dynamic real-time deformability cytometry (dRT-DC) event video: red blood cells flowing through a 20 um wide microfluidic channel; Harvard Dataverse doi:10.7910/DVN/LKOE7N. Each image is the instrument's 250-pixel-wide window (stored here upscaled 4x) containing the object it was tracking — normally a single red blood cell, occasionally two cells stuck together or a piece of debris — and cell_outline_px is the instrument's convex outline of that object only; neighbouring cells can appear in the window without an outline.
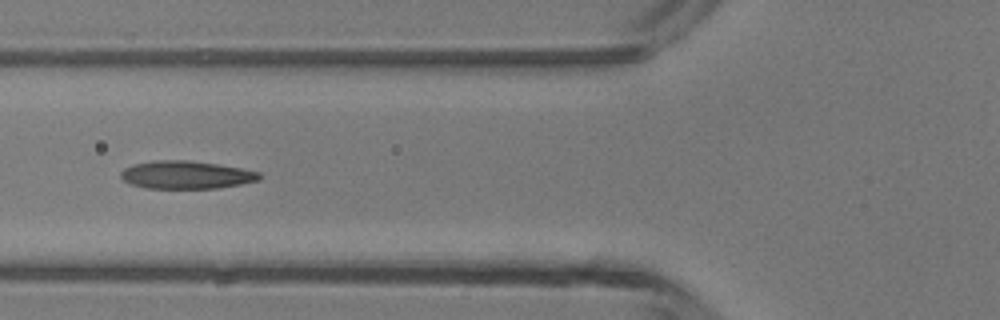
{"species": "common noctule bat (a hibernating species)", "species_latin": "Nyctalus noctula", "temperature_condition": "room temperature", "stored_images_in_passage": 14, "camera_frame_rate_fps": 3000, "um_per_image_px": 0.085, "animal": {"sex": "male", "body_mass_g": 13.3}, "frame": {"image": 1, "passage_image": 7, "time_ms": 2.0, "image_size_px": [1000, 320], "cell_outline_px": [[264, 176], [260, 180], [240, 184], [216, 188], [144, 188], [132, 184], [124, 180], [120, 176], [120, 172], [124, 168], [132, 164], [156, 160], [188, 160], [216, 164], [240, 168], [260, 172]], "centroid_in_image_um": [15.83, 14.86], "position_along_channel_um": 110.0, "area_um2": 22.54}}
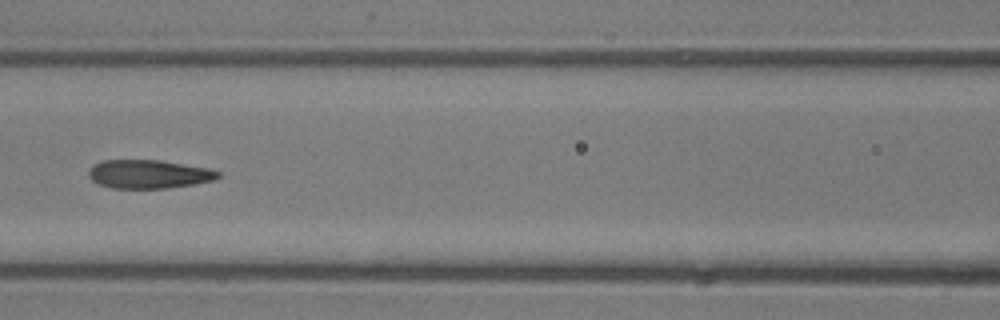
{"frame": {"image": 2, "passage_image": 10, "time_ms": 3.0, "image_size_px": [1000, 320], "cell_outline_px": [[220, 176], [216, 180], [168, 188], [112, 188], [100, 184], [92, 180], [88, 176], [88, 168], [92, 164], [104, 160], [160, 160], [208, 168], [220, 172]], "centroid_in_image_um": [12.62, 14.79], "position_along_channel_um": 154.0, "area_um2": 21.62}}